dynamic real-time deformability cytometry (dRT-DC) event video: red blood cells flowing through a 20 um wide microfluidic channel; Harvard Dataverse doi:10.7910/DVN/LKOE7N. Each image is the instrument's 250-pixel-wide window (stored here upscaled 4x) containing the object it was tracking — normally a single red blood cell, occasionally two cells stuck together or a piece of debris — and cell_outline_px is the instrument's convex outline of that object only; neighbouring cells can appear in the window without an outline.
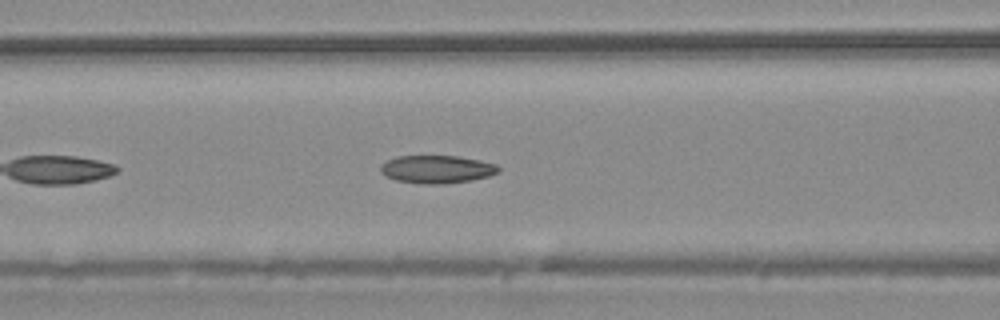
{"species": "common noctule bat (a hibernating species)", "species_latin": "Nyctalus noctula", "temperature_condition": "warm", "stored_images_in_passage": 23, "camera_frame_rate_fps": 3000, "um_per_image_px": 0.085, "animal": {"sex": "male", "body_mass_g": 20.4}, "frame": {"image": 1, "passage_image": 9, "time_ms": 2.667, "image_size_px": [1000, 320], "cell_outline_px": [[500, 172], [488, 176], [472, 180], [444, 184], [420, 184], [396, 180], [384, 176], [380, 172], [380, 168], [388, 160], [396, 156], [456, 156], [480, 160], [496, 164], [500, 168]], "centroid_in_image_um": [37.14, 14.39], "position_along_channel_um": 129.5, "area_um2": 19.25}}
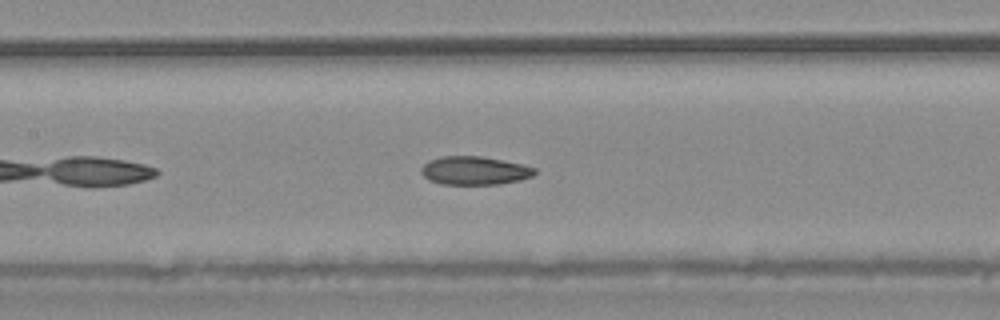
{"frame": {"image": 2, "passage_image": 12, "time_ms": 3.667, "image_size_px": [1000, 320], "cell_outline_px": [[536, 172], [532, 176], [520, 180], [500, 184], [440, 184], [428, 180], [420, 172], [420, 168], [428, 160], [440, 156], [480, 156], [520, 164], [536, 168]], "centroid_in_image_um": [40.28, 14.5], "position_along_channel_um": 167.1, "area_um2": 18.79}}
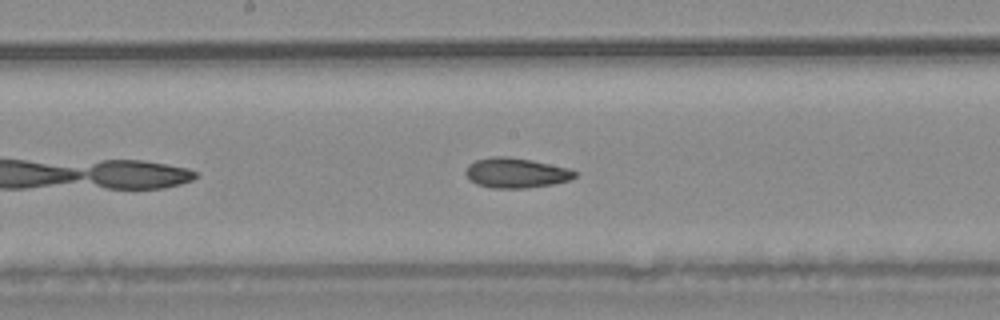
{"frame": {"image": 3, "passage_image": 15, "time_ms": 4.667, "image_size_px": [1000, 320], "cell_outline_px": [[576, 176], [568, 180], [552, 184], [524, 188], [492, 188], [476, 184], [464, 172], [468, 164], [476, 160], [492, 156], [508, 156], [532, 160], [572, 168], [576, 172]], "centroid_in_image_um": [43.87, 14.68], "position_along_channel_um": 204.3, "area_um2": 19.13}}